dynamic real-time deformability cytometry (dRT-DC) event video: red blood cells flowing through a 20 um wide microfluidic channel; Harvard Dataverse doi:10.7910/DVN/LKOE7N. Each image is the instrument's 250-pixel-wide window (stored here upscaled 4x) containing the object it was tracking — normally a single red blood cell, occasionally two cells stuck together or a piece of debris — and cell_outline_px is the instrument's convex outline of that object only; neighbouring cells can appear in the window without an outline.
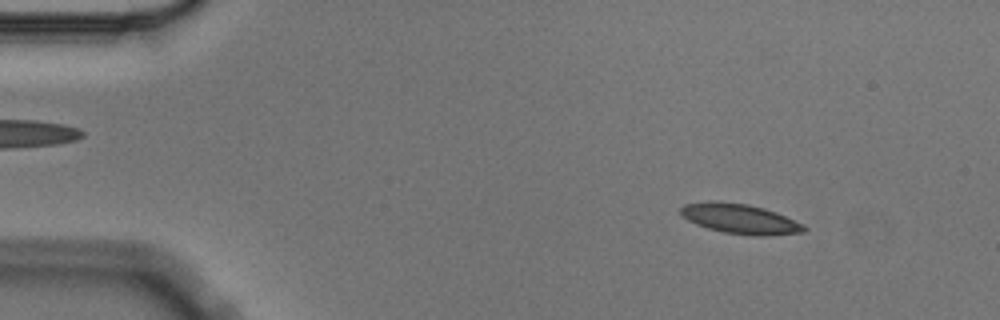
{"species": "Egyptian fruit bat (a non-hibernating species)", "species_latin": "Rousettus aegyptiacus", "temperature_condition": "cold", "stored_images_in_passage": 5, "camera_frame_rate_fps": 3000, "um_per_image_px": 0.085, "animal": {"sex": "male"}, "frame": {"image": 1, "passage_image": 2, "time_ms": 0.333, "image_size_px": [1000, 320], "cell_outline_px": [[808, 228], [804, 232], [768, 236], [752, 236], [724, 232], [708, 228], [696, 224], [688, 220], [680, 212], [680, 208], [684, 204], [708, 200], [712, 200], [748, 204], [764, 208], [776, 212], [804, 224]], "centroid_in_image_um": [62.92, 18.59], "position_along_channel_um": 22.1, "area_um2": 21.68}}
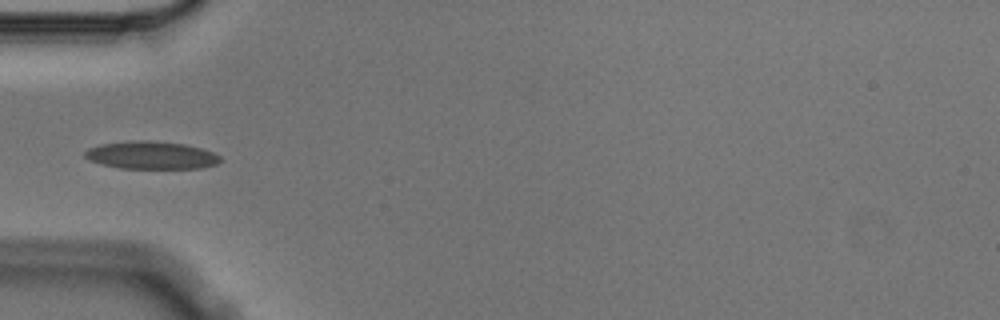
{"frame": {"image": 2, "passage_image": 5, "time_ms": 1.333, "image_size_px": [1000, 320], "cell_outline_px": [[224, 160], [216, 164], [200, 168], [120, 168], [104, 164], [92, 160], [84, 156], [84, 152], [88, 148], [100, 144], [132, 140], [148, 140], [184, 144], [200, 148], [212, 152], [220, 156]], "centroid_in_image_um": [12.88, 13.18], "position_along_channel_um": 72.1, "area_um2": 21.73}}